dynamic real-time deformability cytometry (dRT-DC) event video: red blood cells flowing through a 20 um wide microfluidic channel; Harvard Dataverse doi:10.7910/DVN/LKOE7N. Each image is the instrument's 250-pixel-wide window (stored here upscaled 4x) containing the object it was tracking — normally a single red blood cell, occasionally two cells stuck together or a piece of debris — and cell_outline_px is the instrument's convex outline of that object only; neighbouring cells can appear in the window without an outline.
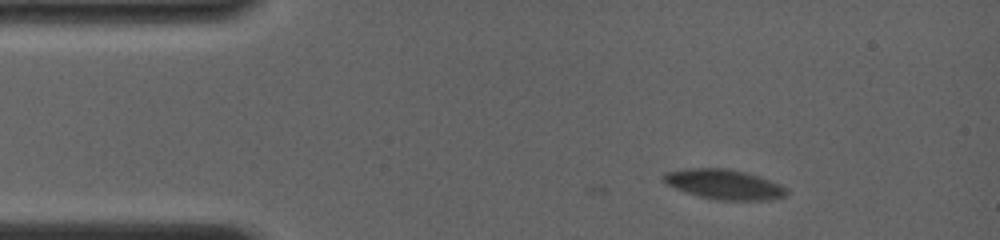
{"species": "common noctule bat (a hibernating species)", "species_latin": "Nyctalus noctula", "temperature_condition": "room temperature", "stored_images_in_passage": 6, "camera_frame_rate_fps": 4000, "um_per_image_px": 0.085, "animal": {"sex": "female", "body_mass_g": 19.0, "forearm_length_mm": 56.7}, "frame": {"image": 1, "passage_image": 1, "time_ms": 0.0, "image_size_px": [1000, 240], "cell_outline_px": [[788, 192], [784, 196], [768, 200], [716, 200], [684, 192], [664, 184], [664, 172], [684, 168], [728, 168], [760, 176], [780, 184], [788, 188]], "centroid_in_image_um": [61.53, 15.66], "position_along_channel_um": 23.5, "area_um2": 21.62}}
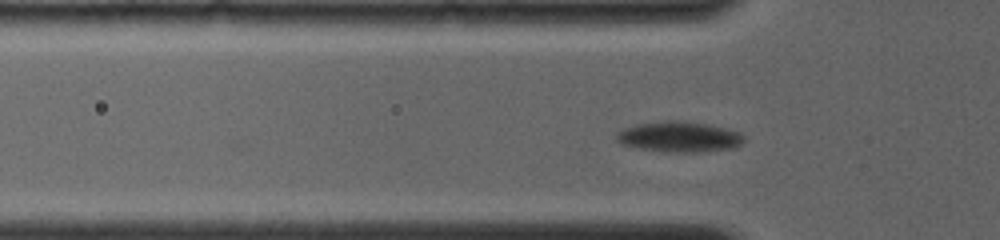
{"frame": {"image": 2, "passage_image": 6, "time_ms": 3.25, "image_size_px": [1000, 240], "cell_outline_px": [[744, 140], [740, 144], [732, 148], [704, 152], [668, 152], [640, 148], [620, 144], [616, 140], [616, 132], [624, 128], [636, 124], [664, 120], [684, 120], [708, 124], [740, 132], [744, 136]], "centroid_in_image_um": [57.71, 11.62], "position_along_channel_um": 68.1, "area_um2": 22.89}}